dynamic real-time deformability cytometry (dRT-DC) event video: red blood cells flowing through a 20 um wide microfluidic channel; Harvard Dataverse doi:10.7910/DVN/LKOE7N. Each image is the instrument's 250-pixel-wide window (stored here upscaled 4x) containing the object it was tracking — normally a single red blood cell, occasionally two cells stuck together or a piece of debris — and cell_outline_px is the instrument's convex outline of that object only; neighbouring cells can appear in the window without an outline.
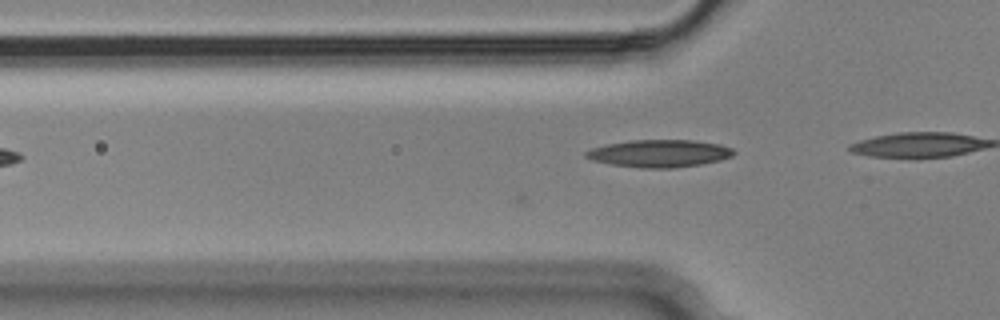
{"species": "Egyptian fruit bat (a non-hibernating species)", "species_latin": "Rousettus aegyptiacus", "temperature_condition": "cold", "stored_images_in_passage": 4, "camera_frame_rate_fps": 3000, "um_per_image_px": 0.085, "animal": {"sex": "male"}, "frame": {"image": 1, "passage_image": 4, "time_ms": 1.0, "image_size_px": [1000, 320], "cell_outline_px": [[736, 152], [732, 156], [720, 160], [700, 164], [672, 168], [640, 168], [612, 164], [592, 160], [584, 156], [584, 152], [592, 148], [608, 144], [632, 140], [692, 140], [720, 144], [732, 148]], "centroid_in_image_um": [56.05, 13.04], "position_along_channel_um": 69.7, "area_um2": 23.52}}